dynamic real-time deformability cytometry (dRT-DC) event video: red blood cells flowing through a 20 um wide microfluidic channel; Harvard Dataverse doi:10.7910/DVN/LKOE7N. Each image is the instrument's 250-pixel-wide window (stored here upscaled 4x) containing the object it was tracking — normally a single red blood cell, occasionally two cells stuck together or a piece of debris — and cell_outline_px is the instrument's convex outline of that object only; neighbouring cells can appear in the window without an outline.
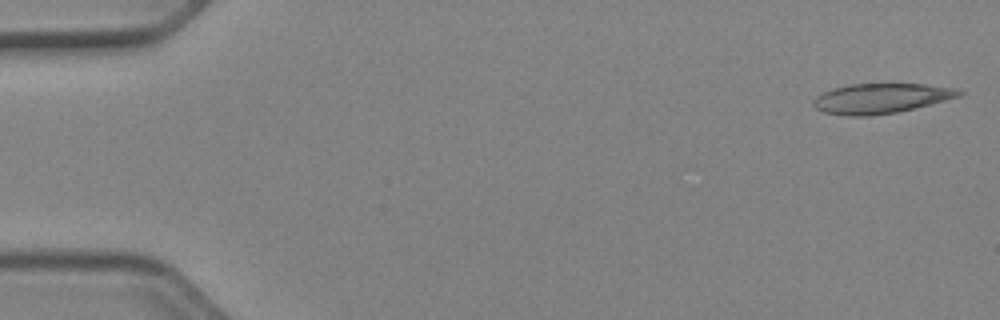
{"species": "Egyptian fruit bat (a non-hibernating species)", "species_latin": "Rousettus aegyptiacus", "temperature_condition": "cold", "stored_images_in_passage": 50, "camera_frame_rate_fps": 3000, "um_per_image_px": 0.085, "animal": {"sex": "female"}, "frame": {"image": 1, "passage_image": 1, "time_ms": 0.0, "image_size_px": [1000, 320], "cell_outline_px": [[964, 92], [960, 96], [896, 112], [868, 116], [848, 116], [824, 112], [816, 108], [812, 104], [824, 92], [832, 88], [848, 84], [924, 84], [952, 88]], "centroid_in_image_um": [74.85, 8.36], "position_along_channel_um": 10.1, "area_um2": 24.85}}
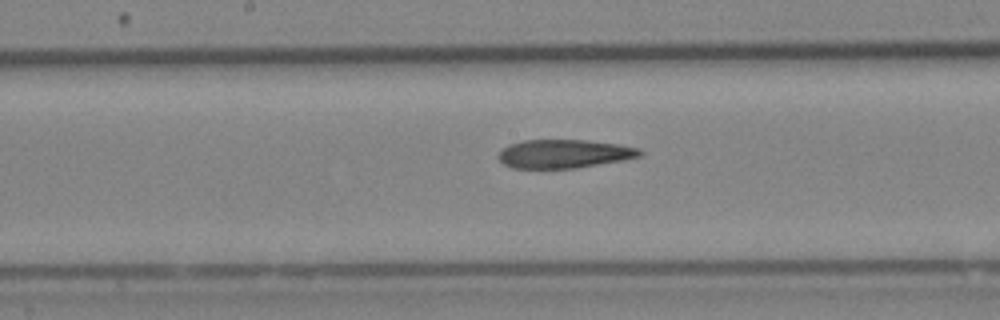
{"frame": {"image": 2, "passage_image": 26, "time_ms": 8.333, "image_size_px": [1000, 320], "cell_outline_px": [[644, 152], [640, 156], [624, 160], [576, 168], [512, 168], [504, 164], [496, 156], [508, 144], [524, 140], [584, 140], [620, 144], [640, 148]], "centroid_in_image_um": [47.97, 13.07], "position_along_channel_um": 200.2, "area_um2": 23.64}}
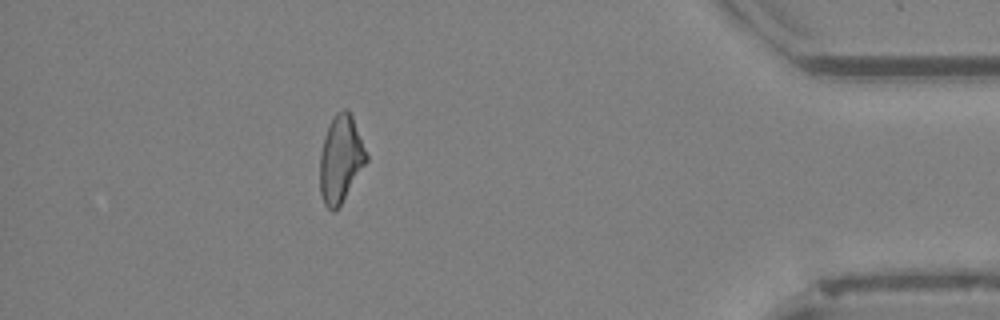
{"frame": {"image": 3, "passage_image": 45, "time_ms": 14.667, "image_size_px": [1000, 320], "cell_outline_px": [[368, 160], [340, 204], [332, 212], [324, 204], [320, 192], [320, 152], [324, 136], [336, 112], [344, 108], [348, 108], [352, 116], [368, 156]], "centroid_in_image_um": [28.95, 13.5], "position_along_channel_um": 406.3, "area_um2": 23.24}, "authors_computed_cell_mechanics": {"area_um2": 24.7673, "velocity_mm_per_s": 3.9831, "shape_relaxation_time_tau1_ms": null, "shape_relaxation_time_tau2_ms": 7.207, "deformation_change_tau1": null, "deformation_change_tau2": 0.1966}}